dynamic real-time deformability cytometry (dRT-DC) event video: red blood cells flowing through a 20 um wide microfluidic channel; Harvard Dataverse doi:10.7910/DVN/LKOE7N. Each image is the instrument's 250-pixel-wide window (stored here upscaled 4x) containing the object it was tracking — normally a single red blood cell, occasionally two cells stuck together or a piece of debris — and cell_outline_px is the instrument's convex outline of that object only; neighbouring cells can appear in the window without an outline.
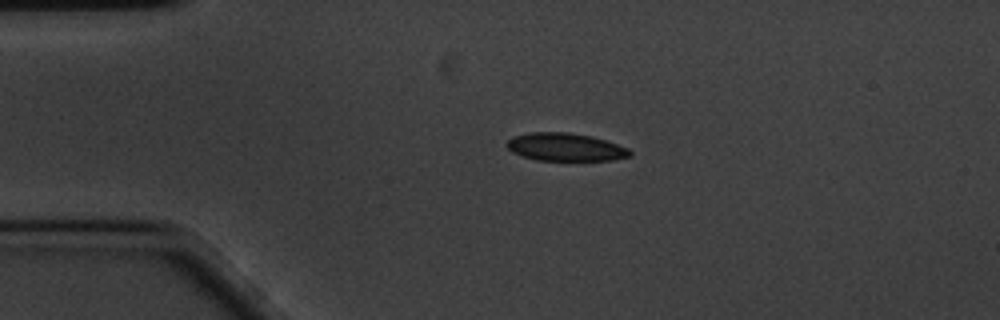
{"species": "common noctule bat (a hibernating species)", "species_latin": "Nyctalus noctula", "temperature_condition": "cold", "stored_images_in_passage": 47, "camera_frame_rate_fps": 3000, "um_per_image_px": 0.085, "animal": {"sex": "male", "body_mass_g": 20.1, "forearm_length_mm": 53.5}, "frame": {"image": 1, "passage_image": 1, "time_ms": 0.0, "image_size_px": [1000, 320], "cell_outline_px": [[632, 156], [612, 160], [536, 160], [512, 152], [504, 144], [512, 136], [528, 132], [568, 132], [592, 136], [628, 148], [632, 152]], "centroid_in_image_um": [48.03, 12.49], "position_along_channel_um": 37.0, "area_um2": 20.06}}
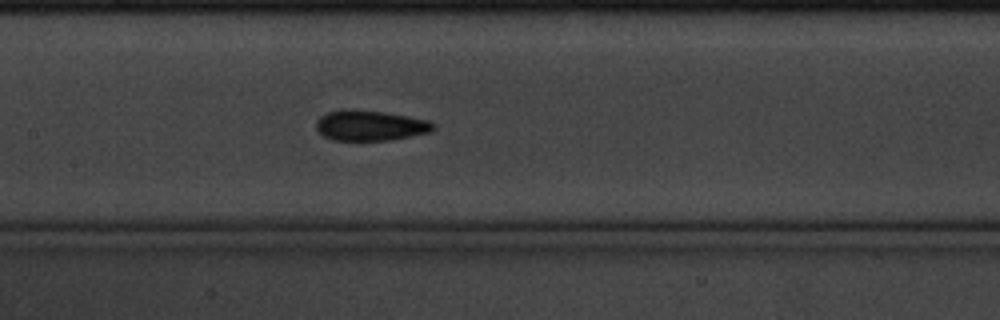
{"frame": {"image": 2, "passage_image": 16, "time_ms": 5.0, "image_size_px": [1000, 320], "cell_outline_px": [[436, 128], [432, 132], [388, 140], [332, 140], [324, 136], [316, 128], [316, 120], [320, 116], [328, 112], [344, 108], [384, 112], [408, 116], [428, 120], [436, 124]], "centroid_in_image_um": [31.48, 10.66], "position_along_channel_um": 175.9, "area_um2": 20.87}}
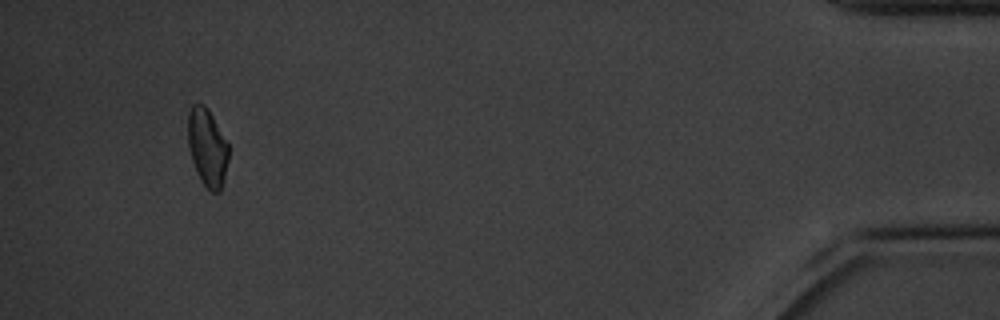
{"frame": {"image": 3, "passage_image": 44, "time_ms": 14.333, "image_size_px": [1000, 320], "cell_outline_px": [[228, 160], [224, 180], [220, 192], [212, 192], [204, 184], [192, 160], [188, 144], [188, 112], [192, 104], [204, 104], [208, 108], [228, 144]], "centroid_in_image_um": [17.63, 12.5], "position_along_channel_um": 417.6, "area_um2": 18.15}, "authors_computed_cell_mechanics": {"area_um2": 19.941, "velocity_mm_per_s": 3.371, "shape_relaxation_time_tau1_ms": 3.725, "shape_relaxation_time_tau2_ms": 3.2061, "deformation_change_tau1": 0.0939, "deformation_change_tau2": 0.0865}}